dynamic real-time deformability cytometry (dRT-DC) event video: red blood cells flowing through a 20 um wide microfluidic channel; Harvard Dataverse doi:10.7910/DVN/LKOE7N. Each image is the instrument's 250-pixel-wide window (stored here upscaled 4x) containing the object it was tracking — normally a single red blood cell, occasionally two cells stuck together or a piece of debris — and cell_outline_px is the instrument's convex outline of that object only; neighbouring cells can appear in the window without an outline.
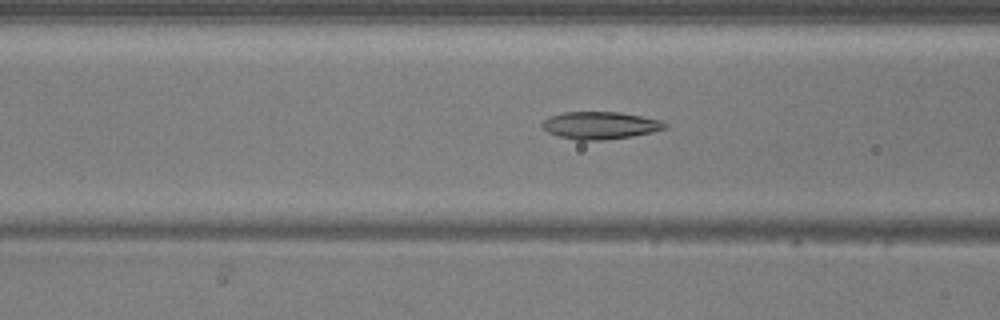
{"species": "common noctule bat (a hibernating species)", "species_latin": "Nyctalus noctula", "temperature_condition": "warm", "stored_images_in_passage": 48, "camera_frame_rate_fps": 3000, "um_per_image_px": 0.085, "animal": {"sex": "male", "body_mass_g": 20.5, "forearm_length_mm": 52.5}, "frame": {"image": 1, "passage_image": 18, "time_ms": 5.667, "image_size_px": [1000, 320], "cell_outline_px": [[668, 128], [652, 132], [632, 136], [604, 140], [576, 140], [560, 136], [548, 132], [540, 124], [548, 116], [564, 112], [620, 112], [660, 120], [668, 124]], "centroid_in_image_um": [51.02, 10.65], "position_along_channel_um": 115.6, "area_um2": 19.59}}
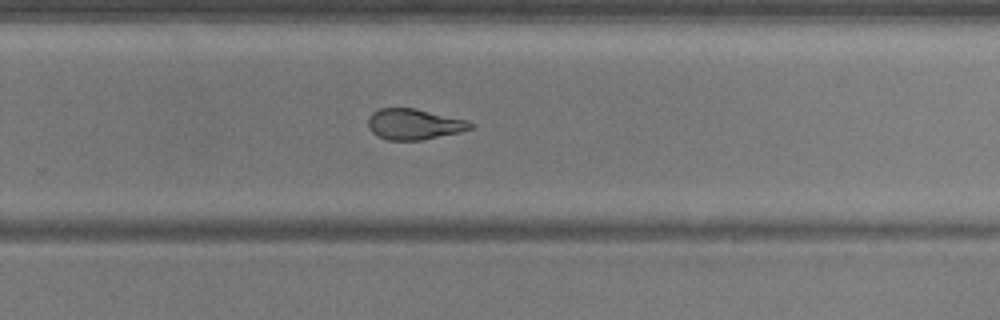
{"frame": {"image": 2, "passage_image": 31, "time_ms": 10.0, "image_size_px": [1000, 320], "cell_outline_px": [[476, 124], [472, 128], [460, 132], [420, 140], [388, 140], [376, 136], [368, 128], [368, 116], [372, 112], [380, 108], [416, 108], [468, 120]], "centroid_in_image_um": [35.19, 10.55], "position_along_channel_um": 294.6, "area_um2": 18.55}}
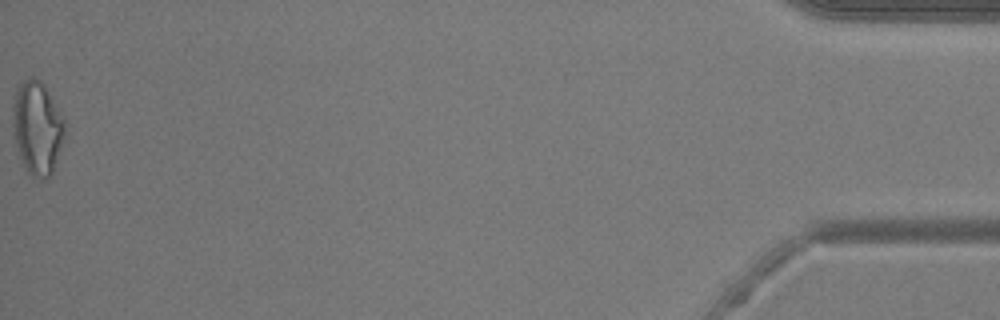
{"frame": {"image": 3, "passage_image": 48, "time_ms": 15.667, "image_size_px": [1000, 320], "cell_outline_px": [[64, 136], [52, 172], [44, 180], [40, 180], [32, 176], [28, 172], [20, 156], [16, 144], [12, 124], [12, 116], [16, 92], [20, 84], [24, 80], [32, 76], [40, 80], [44, 84], [64, 120]], "centroid_in_image_um": [3.15, 10.86], "position_along_channel_um": 432.0, "area_um2": 27.69}, "authors_computed_cell_mechanics": {"area_um2": 20.0855, "velocity_mm_per_s": 4.1376, "shape_relaxation_time_tau1_ms": 10.2022, "shape_relaxation_time_tau2_ms": 2.2537, "deformation_change_tau1": 0.2455, "deformation_change_tau2": 0.1067}}